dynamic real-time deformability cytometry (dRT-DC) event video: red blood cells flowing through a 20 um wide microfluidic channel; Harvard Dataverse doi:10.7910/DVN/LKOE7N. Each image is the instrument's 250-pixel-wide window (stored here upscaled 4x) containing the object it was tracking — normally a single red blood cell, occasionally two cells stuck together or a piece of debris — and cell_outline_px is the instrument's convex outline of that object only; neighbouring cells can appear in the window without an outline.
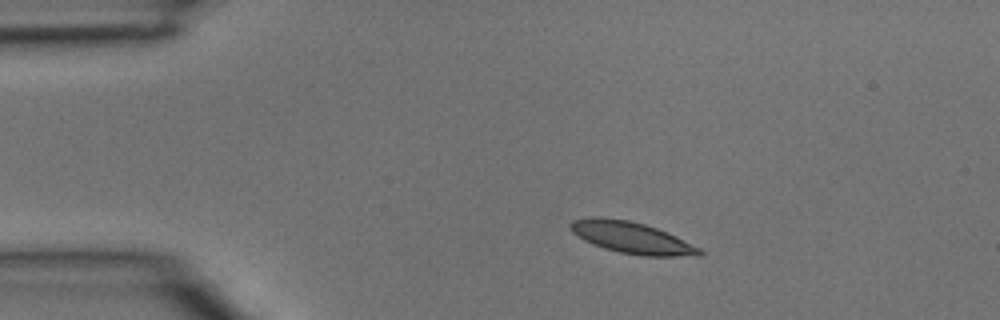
{"species": "common noctule bat (a hibernating species)", "species_latin": "Nyctalus noctula", "temperature_condition": "room temperature", "stored_images_in_passage": 3, "camera_frame_rate_fps": 3000, "um_per_image_px": 0.085, "animal": {"sex": "male", "body_mass_g": 15.6}, "frame": {"image": 1, "passage_image": 1, "time_ms": 0.0, "image_size_px": [1000, 320], "cell_outline_px": [[704, 252], [700, 256], [644, 256], [620, 252], [604, 248], [592, 244], [584, 240], [572, 232], [568, 228], [568, 224], [572, 220], [592, 216], [600, 216], [628, 220], [644, 224], [656, 228], [676, 236], [700, 248]], "centroid_in_image_um": [53.66, 20.19], "position_along_channel_um": 31.3, "area_um2": 23.81}}